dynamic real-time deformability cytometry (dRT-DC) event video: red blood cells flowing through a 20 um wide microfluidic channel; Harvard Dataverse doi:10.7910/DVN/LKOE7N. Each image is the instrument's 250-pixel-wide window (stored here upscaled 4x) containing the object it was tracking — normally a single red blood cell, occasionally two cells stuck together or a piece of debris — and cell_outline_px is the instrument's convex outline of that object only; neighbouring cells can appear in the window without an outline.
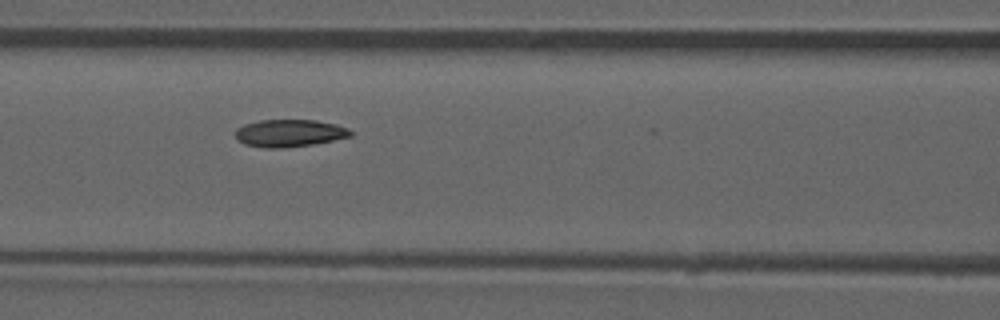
{"species": "common noctule bat (a hibernating species)", "species_latin": "Nyctalus noctula", "temperature_condition": "room temperature", "stored_images_in_passage": 53, "camera_frame_rate_fps": 3000, "um_per_image_px": 0.085, "animal": {"sex": "male", "forearm_length_mm": 52.5}, "frame": {"image": 1, "passage_image": 23, "time_ms": 7.333, "image_size_px": [1000, 320], "cell_outline_px": [[352, 136], [312, 144], [284, 148], [264, 148], [244, 144], [236, 140], [236, 128], [244, 124], [260, 120], [316, 120], [336, 124], [348, 128], [352, 132]], "centroid_in_image_um": [24.57, 11.31], "position_along_channel_um": 142.0, "area_um2": 18.44}, "authors_computed_cell_mechanics": {"area_um2": 18.6116, "velocity_mm_per_s": 3.8941, "shape_relaxation_time_tau1_ms": 5.1539, "shape_relaxation_time_tau2_ms": 3.4504, "deformation_change_tau1": 0.1368, "deformation_change_tau2": 0.0776}}